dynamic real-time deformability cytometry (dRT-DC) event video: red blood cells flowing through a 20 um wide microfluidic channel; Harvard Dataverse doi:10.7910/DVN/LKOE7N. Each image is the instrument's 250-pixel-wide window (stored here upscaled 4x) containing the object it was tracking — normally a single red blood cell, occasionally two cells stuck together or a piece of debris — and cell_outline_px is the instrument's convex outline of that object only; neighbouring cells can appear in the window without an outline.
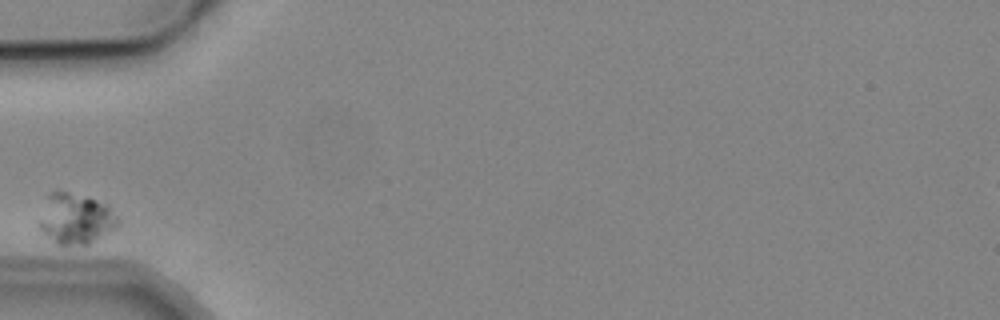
{"species": "common noctule bat (a hibernating species)", "species_latin": "Nyctalus noctula", "temperature_condition": "cold", "stored_images_in_passage": 4, "camera_frame_rate_fps": 3000, "um_per_image_px": 0.085, "animal": {"sex": "male", "body_mass_g": 19.2, "forearm_length_mm": 51.8}, "frame": {"image": 1, "passage_image": 1, "time_ms": 0.0, "image_size_px": [1000, 320], "cell_outline_px": [[120, 224], [116, 228], [88, 244], [64, 248], [60, 248], [36, 224], [48, 192], [68, 192], [96, 200], [108, 204], [120, 220]], "centroid_in_image_um": [6.41, 18.63], "position_along_channel_um": 78.6, "area_um2": 23.7}}
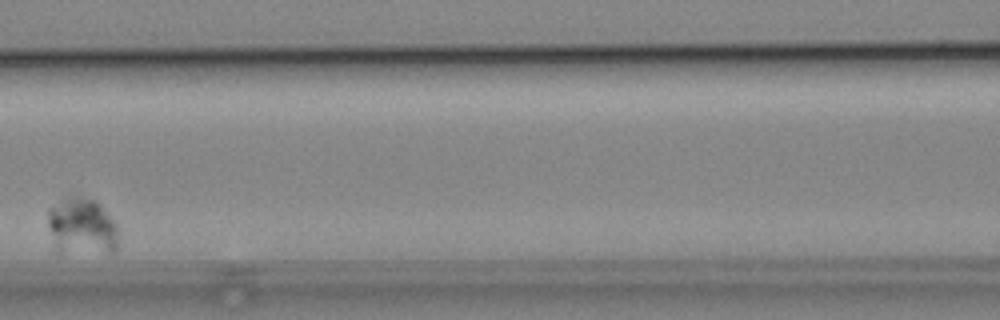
{"frame": {"image": 2, "passage_image": 3, "time_ms": 2.667, "image_size_px": [1000, 320], "cell_outline_px": [[116, 252], [112, 256], [56, 256], [48, 228], [48, 208], [64, 196], [72, 196], [96, 200], [100, 204], [116, 224]], "centroid_in_image_um": [6.91, 19.4], "position_along_channel_um": 159.7, "area_um2": 25.32}}
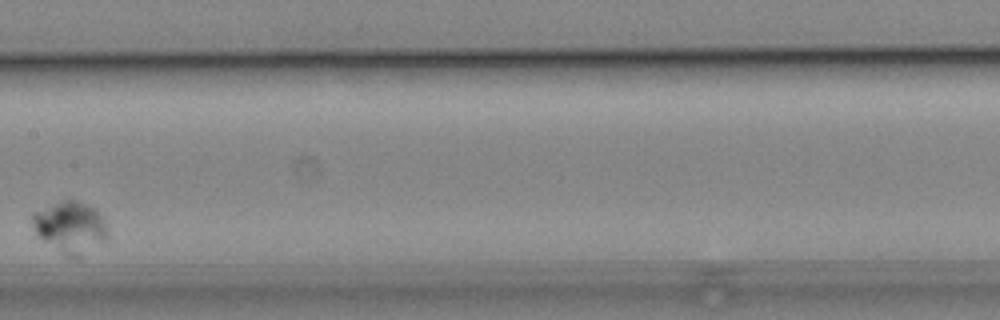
{"frame": {"image": 3, "passage_image": 4, "time_ms": 4.0, "image_size_px": [1000, 320], "cell_outline_px": [[108, 236], [104, 240], [76, 260], [72, 260], [40, 236], [36, 232], [32, 224], [32, 212], [68, 196], [88, 204], [96, 208], [108, 232]], "centroid_in_image_um": [5.97, 19.26], "position_along_channel_um": 201.4, "area_um2": 22.72}}